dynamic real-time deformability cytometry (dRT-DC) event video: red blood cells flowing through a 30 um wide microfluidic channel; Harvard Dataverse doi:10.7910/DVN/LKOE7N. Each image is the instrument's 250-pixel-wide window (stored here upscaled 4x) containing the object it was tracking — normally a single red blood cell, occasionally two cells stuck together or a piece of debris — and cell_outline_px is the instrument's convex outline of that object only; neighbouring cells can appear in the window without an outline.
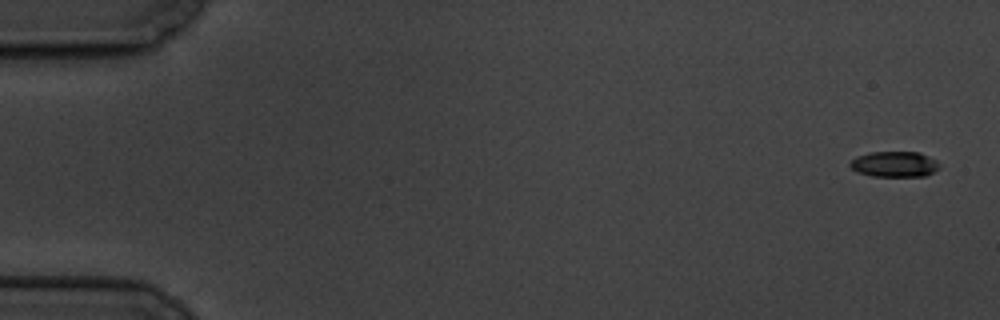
{"species": "common noctule bat (a hibernating species)", "species_latin": "Nyctalus noctula", "temperature_condition": "cold", "stored_images_in_passage": 7, "camera_frame_rate_fps": 3000, "um_per_image_px": 0.085, "animal": {"sex": "male", "body_mass_g": 19.5, "forearm_length_mm": 54.6}, "frame": {"image": 1, "passage_image": 1, "time_ms": 0.0, "image_size_px": [1000, 320], "cell_outline_px": [[940, 168], [924, 176], [872, 176], [856, 172], [848, 164], [856, 156], [872, 152], [920, 152], [936, 160]], "centroid_in_image_um": [76.01, 13.95], "position_along_channel_um": 9.0, "area_um2": 13.29}}
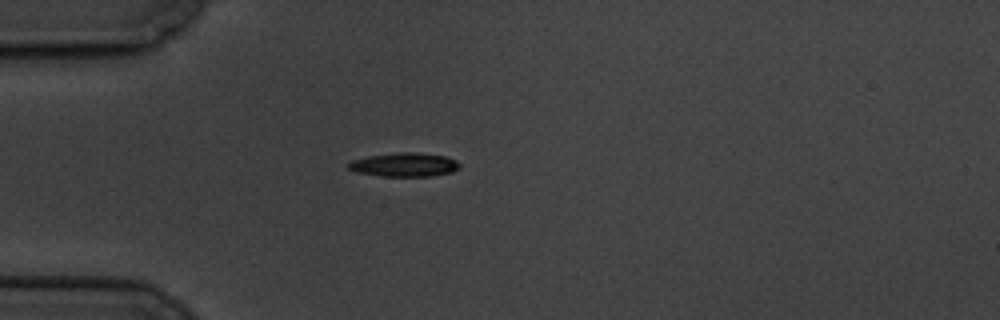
{"frame": {"image": 2, "passage_image": 5, "time_ms": 5.0, "image_size_px": [1000, 320], "cell_outline_px": [[460, 168], [452, 172], [432, 176], [380, 176], [356, 172], [348, 168], [348, 164], [352, 160], [368, 156], [400, 152], [412, 152], [444, 156], [456, 160], [460, 164]], "centroid_in_image_um": [34.38, 14.0], "position_along_channel_um": 50.6, "area_um2": 15.37}}
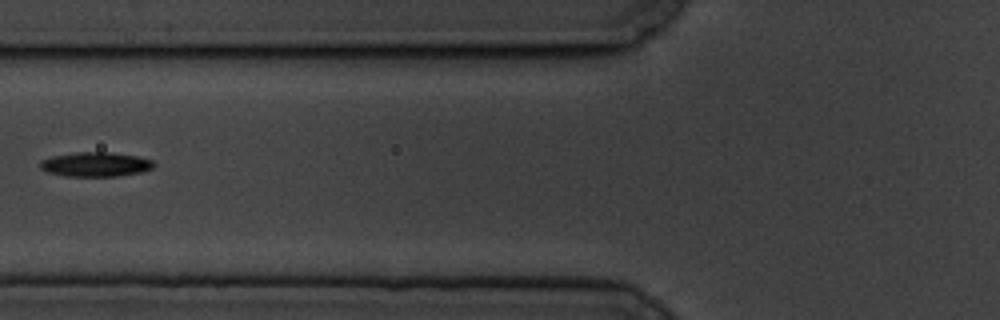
{"frame": {"image": 3, "passage_image": 7, "time_ms": 7.333, "image_size_px": [1000, 320], "cell_outline_px": [[156, 164], [152, 168], [140, 172], [116, 176], [64, 176], [48, 172], [40, 168], [40, 160], [52, 156], [76, 152], [108, 152], [136, 156], [152, 160]], "centroid_in_image_um": [8.1, 13.97], "position_along_channel_um": 117.7, "area_um2": 16.13}}